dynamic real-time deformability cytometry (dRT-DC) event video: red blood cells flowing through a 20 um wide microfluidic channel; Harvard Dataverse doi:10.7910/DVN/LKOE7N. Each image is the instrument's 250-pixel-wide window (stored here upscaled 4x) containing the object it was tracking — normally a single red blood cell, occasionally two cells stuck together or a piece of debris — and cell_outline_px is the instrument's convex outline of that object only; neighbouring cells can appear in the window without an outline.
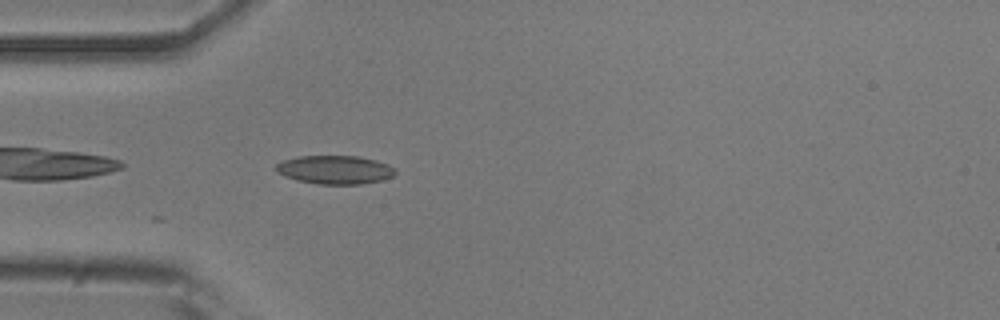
{"species": "common noctule bat (a hibernating species)", "species_latin": "Nyctalus noctula", "temperature_condition": "room temperature", "stored_images_in_passage": 24, "camera_frame_rate_fps": 3000, "um_per_image_px": 0.085, "animal": {"sex": "male", "body_mass_g": 20.5, "forearm_length_mm": 52.5}, "frame": {"image": 1, "passage_image": 2, "time_ms": 0.333, "image_size_px": [1000, 320], "cell_outline_px": [[396, 172], [392, 176], [380, 180], [360, 184], [320, 184], [296, 180], [284, 176], [276, 168], [276, 164], [280, 160], [300, 156], [360, 156], [376, 160], [388, 164], [396, 168]], "centroid_in_image_um": [28.47, 14.42], "position_along_channel_um": 56.5, "area_um2": 19.83}}
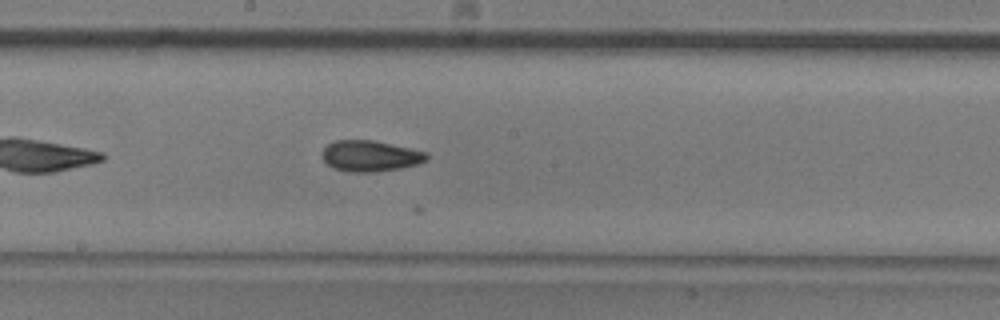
{"frame": {"image": 2, "passage_image": 15, "time_ms": 4.667, "image_size_px": [1000, 320], "cell_outline_px": [[428, 160], [416, 164], [400, 168], [372, 172], [348, 172], [332, 168], [320, 156], [324, 148], [328, 144], [336, 140], [372, 140], [428, 152]], "centroid_in_image_um": [31.45, 13.26], "position_along_channel_um": 216.8, "area_um2": 18.84}}
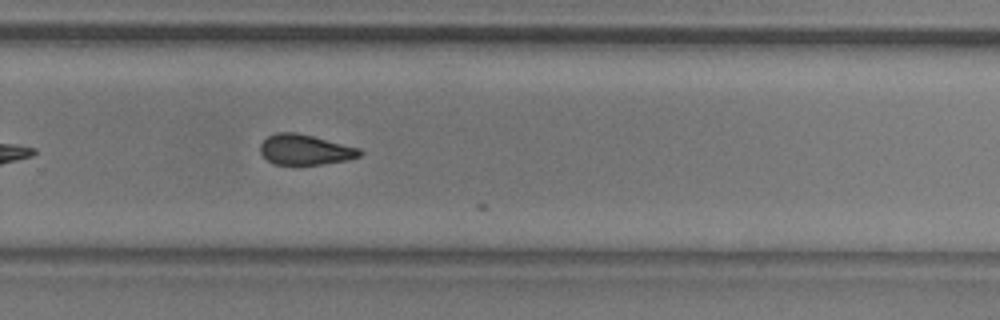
{"frame": {"image": 3, "passage_image": 22, "time_ms": 7.0, "image_size_px": [1000, 320], "cell_outline_px": [[364, 152], [360, 156], [344, 160], [320, 164], [276, 164], [268, 160], [260, 152], [260, 144], [268, 136], [276, 132], [296, 132], [360, 148]], "centroid_in_image_um": [25.93, 12.71], "position_along_channel_um": 303.9, "area_um2": 17.34}}